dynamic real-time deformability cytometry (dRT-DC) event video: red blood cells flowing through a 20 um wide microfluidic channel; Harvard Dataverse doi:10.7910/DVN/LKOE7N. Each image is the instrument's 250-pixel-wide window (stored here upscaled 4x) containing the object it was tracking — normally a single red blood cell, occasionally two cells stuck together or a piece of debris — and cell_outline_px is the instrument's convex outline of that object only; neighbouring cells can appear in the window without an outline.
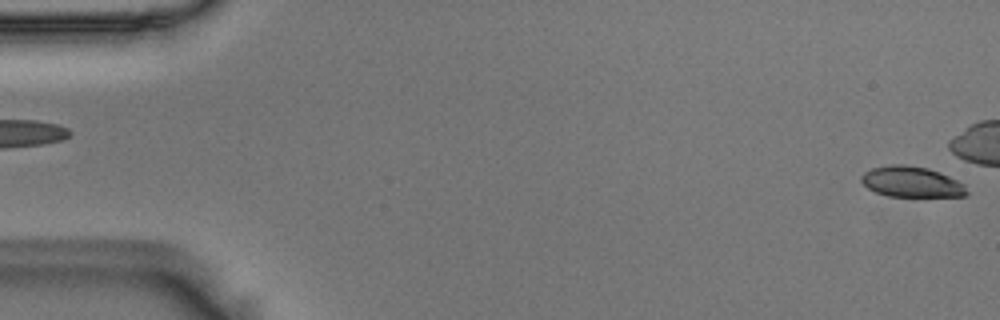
{"species": "Egyptian fruit bat (a non-hibernating species)", "species_latin": "Rousettus aegyptiacus", "temperature_condition": "room temperature", "stored_images_in_passage": 4, "camera_frame_rate_fps": 3000, "um_per_image_px": 0.085, "animal": {"sex": "male"}, "frame": {"image": 1, "passage_image": 4, "time_ms": 1.0, "image_size_px": [1000, 320], "cell_outline_px": [[968, 192], [964, 196], [888, 196], [876, 192], [868, 188], [860, 180], [860, 176], [864, 172], [872, 168], [892, 164], [904, 164], [928, 168], [940, 172], [964, 184]], "centroid_in_image_um": [77.46, 15.45], "position_along_channel_um": 7.5, "area_um2": 18.79}}